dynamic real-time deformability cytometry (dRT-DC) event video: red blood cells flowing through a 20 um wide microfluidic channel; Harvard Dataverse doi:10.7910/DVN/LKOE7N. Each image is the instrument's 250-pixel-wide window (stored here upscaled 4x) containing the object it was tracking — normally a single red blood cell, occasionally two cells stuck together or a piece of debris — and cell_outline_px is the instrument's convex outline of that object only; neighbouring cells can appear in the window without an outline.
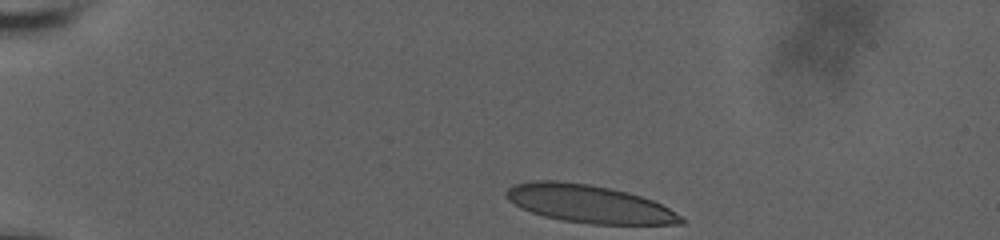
{"species": "human", "species_latin": "Homo sapiens", "temperature_condition": "room temperature", "stored_images_in_passage": 86, "camera_frame_rate_fps": 3000, "um_per_image_px": 0.085, "donor": {"sex": "male"}, "frame": {"image": 1, "passage_image": 1, "time_ms": 0.0, "image_size_px": [1000, 240], "cell_outline_px": [[684, 224], [592, 224], [560, 220], [544, 216], [520, 208], [508, 200], [504, 196], [504, 192], [512, 184], [532, 180], [556, 180], [588, 184], [628, 192], [652, 200], [668, 208], [680, 216], [684, 220]], "centroid_in_image_um": [49.99, 17.32], "position_along_channel_um": 35.0, "area_um2": 38.55}}
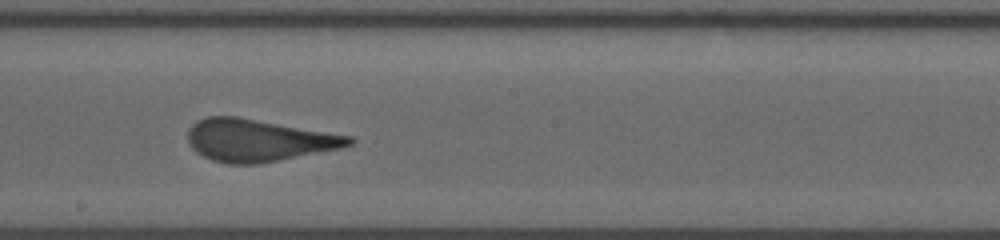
{"frame": {"image": 2, "passage_image": 51, "time_ms": 7.333, "image_size_px": [1000, 240], "cell_outline_px": [[356, 140], [352, 144], [340, 148], [256, 164], [228, 164], [212, 160], [196, 152], [188, 144], [188, 128], [196, 120], [208, 116], [236, 116], [352, 136]], "centroid_in_image_um": [21.91, 11.91], "position_along_channel_um": 226.3, "area_um2": 39.48}}
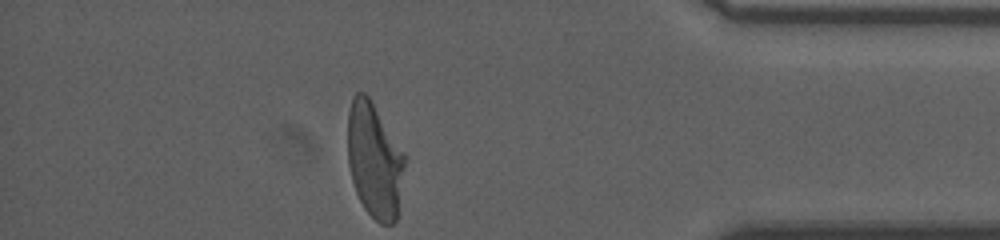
{"frame": {"image": 3, "passage_image": 86, "time_ms": 13.0, "image_size_px": [1000, 240], "cell_outline_px": [[408, 156], [396, 220], [392, 224], [380, 224], [364, 208], [356, 192], [352, 180], [348, 164], [348, 112], [352, 96], [356, 92], [364, 92], [368, 96]], "centroid_in_image_um": [31.86, 13.62], "position_along_channel_um": 403.3, "area_um2": 38.84}, "authors_computed_cell_mechanics": {"area_um2": 39.6508, "velocity_mm_per_s": 3.6387, "shape_relaxation_time_tau1_ms": 9.0731, "shape_relaxation_time_tau2_ms": null, "deformation_change_tau1": 0.285, "deformation_change_tau2": null}}